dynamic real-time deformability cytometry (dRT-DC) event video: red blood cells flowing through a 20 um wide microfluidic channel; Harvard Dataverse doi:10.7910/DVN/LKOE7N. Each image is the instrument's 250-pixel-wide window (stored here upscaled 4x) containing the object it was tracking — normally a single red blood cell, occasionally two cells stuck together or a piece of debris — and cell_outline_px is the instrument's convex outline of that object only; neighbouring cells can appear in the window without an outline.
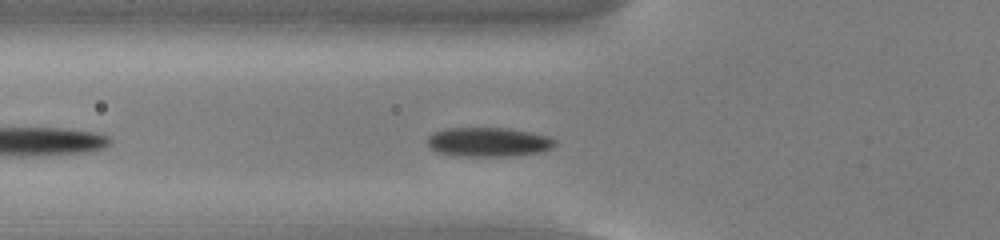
{"species": "common noctule bat (a hibernating species)", "species_latin": "Nyctalus noctula", "temperature_condition": "cold", "stored_images_in_passage": 26, "camera_frame_rate_fps": 3000, "um_per_image_px": 0.085, "animal": {"sex": "male", "body_mass_g": 13.0, "forearm_length_mm": 53.1}, "frame": {"image": 1, "passage_image": 6, "time_ms": 1.667, "image_size_px": [1000, 240], "cell_outline_px": [[556, 144], [552, 148], [544, 152], [512, 156], [456, 156], [436, 152], [428, 144], [428, 136], [432, 132], [444, 128], [508, 128], [532, 132], [548, 136], [556, 140]], "centroid_in_image_um": [41.54, 12.07], "position_along_channel_um": 84.3, "area_um2": 22.08}}
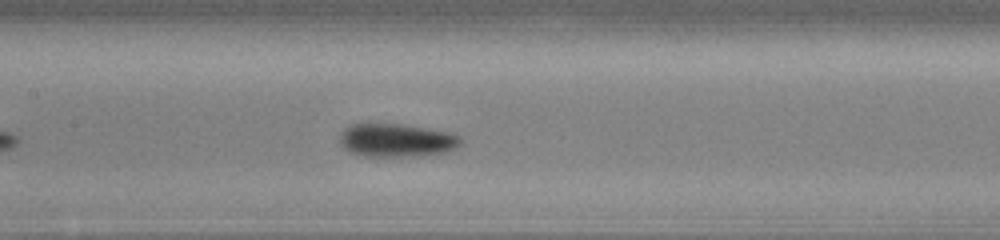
{"frame": {"image": 2, "passage_image": 13, "time_ms": 4.0, "image_size_px": [1000, 240], "cell_outline_px": [[460, 144], [456, 148], [444, 152], [420, 156], [364, 156], [348, 152], [340, 144], [340, 136], [344, 128], [352, 124], [400, 124], [448, 132], [460, 136]], "centroid_in_image_um": [33.67, 11.93], "position_along_channel_um": 173.7, "area_um2": 23.29}}
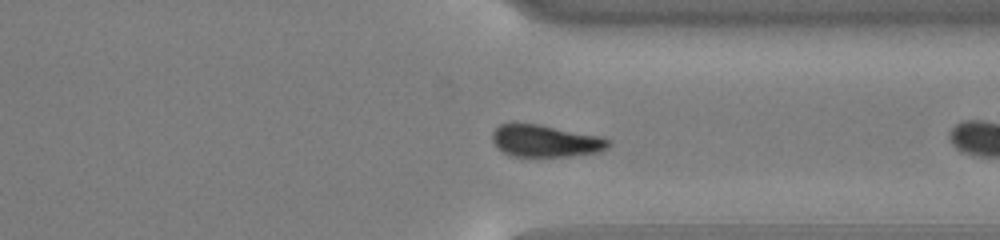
{"frame": {"image": 3, "passage_image": 25, "time_ms": 8.0, "image_size_px": [1000, 240], "cell_outline_px": [[612, 144], [608, 148], [600, 152], [572, 156], [508, 156], [496, 148], [492, 140], [492, 132], [500, 124], [540, 124], [604, 136]], "centroid_in_image_um": [46.4, 11.98], "position_along_channel_um": 365.0, "area_um2": 22.08}}